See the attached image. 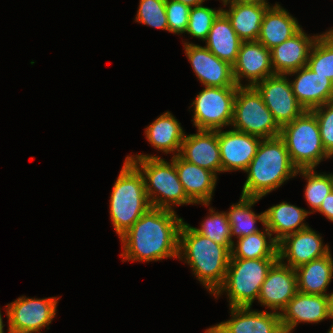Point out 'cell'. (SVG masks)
I'll list each match as a JSON object with an SVG mask.
<instances>
[{"label":"cell","mask_w":333,"mask_h":333,"mask_svg":"<svg viewBox=\"0 0 333 333\" xmlns=\"http://www.w3.org/2000/svg\"><path fill=\"white\" fill-rule=\"evenodd\" d=\"M165 3L166 0H140L135 21L160 30L169 31Z\"/></svg>","instance_id":"35"},{"label":"cell","mask_w":333,"mask_h":333,"mask_svg":"<svg viewBox=\"0 0 333 333\" xmlns=\"http://www.w3.org/2000/svg\"><path fill=\"white\" fill-rule=\"evenodd\" d=\"M295 74L296 77L290 84L294 96L304 110L311 111L333 101V82L329 78L316 74L307 66L286 75Z\"/></svg>","instance_id":"19"},{"label":"cell","mask_w":333,"mask_h":333,"mask_svg":"<svg viewBox=\"0 0 333 333\" xmlns=\"http://www.w3.org/2000/svg\"><path fill=\"white\" fill-rule=\"evenodd\" d=\"M254 87L280 127L292 122L305 111L294 96L286 75L275 74Z\"/></svg>","instance_id":"11"},{"label":"cell","mask_w":333,"mask_h":333,"mask_svg":"<svg viewBox=\"0 0 333 333\" xmlns=\"http://www.w3.org/2000/svg\"><path fill=\"white\" fill-rule=\"evenodd\" d=\"M280 137L297 169H312L324 158H331L322 145L319 124L312 111L305 110L292 122L282 126Z\"/></svg>","instance_id":"7"},{"label":"cell","mask_w":333,"mask_h":333,"mask_svg":"<svg viewBox=\"0 0 333 333\" xmlns=\"http://www.w3.org/2000/svg\"><path fill=\"white\" fill-rule=\"evenodd\" d=\"M297 292L295 269L277 260L269 269L261 286L258 302L271 311H279L280 314Z\"/></svg>","instance_id":"16"},{"label":"cell","mask_w":333,"mask_h":333,"mask_svg":"<svg viewBox=\"0 0 333 333\" xmlns=\"http://www.w3.org/2000/svg\"><path fill=\"white\" fill-rule=\"evenodd\" d=\"M184 50L204 87H238L233 77V66L220 60L207 47L184 42Z\"/></svg>","instance_id":"12"},{"label":"cell","mask_w":333,"mask_h":333,"mask_svg":"<svg viewBox=\"0 0 333 333\" xmlns=\"http://www.w3.org/2000/svg\"><path fill=\"white\" fill-rule=\"evenodd\" d=\"M183 219L174 210L151 207L120 239L122 261H159L178 258Z\"/></svg>","instance_id":"1"},{"label":"cell","mask_w":333,"mask_h":333,"mask_svg":"<svg viewBox=\"0 0 333 333\" xmlns=\"http://www.w3.org/2000/svg\"><path fill=\"white\" fill-rule=\"evenodd\" d=\"M262 138L234 129L218 130L222 172L246 171L256 155Z\"/></svg>","instance_id":"17"},{"label":"cell","mask_w":333,"mask_h":333,"mask_svg":"<svg viewBox=\"0 0 333 333\" xmlns=\"http://www.w3.org/2000/svg\"><path fill=\"white\" fill-rule=\"evenodd\" d=\"M127 158L142 173L149 202L153 208L174 210L173 205L195 204L185 193L174 162L159 156L136 154Z\"/></svg>","instance_id":"5"},{"label":"cell","mask_w":333,"mask_h":333,"mask_svg":"<svg viewBox=\"0 0 333 333\" xmlns=\"http://www.w3.org/2000/svg\"><path fill=\"white\" fill-rule=\"evenodd\" d=\"M231 319L216 324L205 333H277L281 328L279 312L256 311L248 307H230Z\"/></svg>","instance_id":"14"},{"label":"cell","mask_w":333,"mask_h":333,"mask_svg":"<svg viewBox=\"0 0 333 333\" xmlns=\"http://www.w3.org/2000/svg\"><path fill=\"white\" fill-rule=\"evenodd\" d=\"M265 212V227L275 234L274 239L279 242L289 234L304 230L309 226L303 221L309 211L283 201L273 205Z\"/></svg>","instance_id":"24"},{"label":"cell","mask_w":333,"mask_h":333,"mask_svg":"<svg viewBox=\"0 0 333 333\" xmlns=\"http://www.w3.org/2000/svg\"><path fill=\"white\" fill-rule=\"evenodd\" d=\"M180 124L169 111L163 113L145 128L147 141L158 151L179 155L185 137Z\"/></svg>","instance_id":"26"},{"label":"cell","mask_w":333,"mask_h":333,"mask_svg":"<svg viewBox=\"0 0 333 333\" xmlns=\"http://www.w3.org/2000/svg\"><path fill=\"white\" fill-rule=\"evenodd\" d=\"M319 35L307 36L301 28L291 38L271 49V65L275 74L286 75L307 65L311 48Z\"/></svg>","instance_id":"20"},{"label":"cell","mask_w":333,"mask_h":333,"mask_svg":"<svg viewBox=\"0 0 333 333\" xmlns=\"http://www.w3.org/2000/svg\"><path fill=\"white\" fill-rule=\"evenodd\" d=\"M333 82V29L320 34L313 44L306 65Z\"/></svg>","instance_id":"31"},{"label":"cell","mask_w":333,"mask_h":333,"mask_svg":"<svg viewBox=\"0 0 333 333\" xmlns=\"http://www.w3.org/2000/svg\"><path fill=\"white\" fill-rule=\"evenodd\" d=\"M297 289L304 294L328 295L326 293L333 277V258L327 255L314 259L295 269Z\"/></svg>","instance_id":"27"},{"label":"cell","mask_w":333,"mask_h":333,"mask_svg":"<svg viewBox=\"0 0 333 333\" xmlns=\"http://www.w3.org/2000/svg\"><path fill=\"white\" fill-rule=\"evenodd\" d=\"M58 297H18L7 304L8 333H40L49 326L57 311Z\"/></svg>","instance_id":"10"},{"label":"cell","mask_w":333,"mask_h":333,"mask_svg":"<svg viewBox=\"0 0 333 333\" xmlns=\"http://www.w3.org/2000/svg\"><path fill=\"white\" fill-rule=\"evenodd\" d=\"M292 330L282 327L277 333H291Z\"/></svg>","instance_id":"43"},{"label":"cell","mask_w":333,"mask_h":333,"mask_svg":"<svg viewBox=\"0 0 333 333\" xmlns=\"http://www.w3.org/2000/svg\"><path fill=\"white\" fill-rule=\"evenodd\" d=\"M260 199L241 195L239 202L232 204L229 211L226 212L231 226V240L233 236L238 239L261 231L255 226L257 221L265 226V212L257 215L251 209Z\"/></svg>","instance_id":"30"},{"label":"cell","mask_w":333,"mask_h":333,"mask_svg":"<svg viewBox=\"0 0 333 333\" xmlns=\"http://www.w3.org/2000/svg\"><path fill=\"white\" fill-rule=\"evenodd\" d=\"M110 218L119 238L152 206L142 173L126 157L110 197Z\"/></svg>","instance_id":"4"},{"label":"cell","mask_w":333,"mask_h":333,"mask_svg":"<svg viewBox=\"0 0 333 333\" xmlns=\"http://www.w3.org/2000/svg\"><path fill=\"white\" fill-rule=\"evenodd\" d=\"M174 1L181 2L183 4L189 5L190 7H194L202 5L205 0H174Z\"/></svg>","instance_id":"40"},{"label":"cell","mask_w":333,"mask_h":333,"mask_svg":"<svg viewBox=\"0 0 333 333\" xmlns=\"http://www.w3.org/2000/svg\"><path fill=\"white\" fill-rule=\"evenodd\" d=\"M322 237L310 227L289 234L278 242V260L293 269L314 259L321 258L330 252L324 245ZM287 263H284V260Z\"/></svg>","instance_id":"13"},{"label":"cell","mask_w":333,"mask_h":333,"mask_svg":"<svg viewBox=\"0 0 333 333\" xmlns=\"http://www.w3.org/2000/svg\"><path fill=\"white\" fill-rule=\"evenodd\" d=\"M221 12V8L216 10L203 5L191 7L186 33L205 41L215 19Z\"/></svg>","instance_id":"34"},{"label":"cell","mask_w":333,"mask_h":333,"mask_svg":"<svg viewBox=\"0 0 333 333\" xmlns=\"http://www.w3.org/2000/svg\"><path fill=\"white\" fill-rule=\"evenodd\" d=\"M297 173L307 180L305 186V199L311 211L317 212L324 198L333 190V174H320L312 169H298Z\"/></svg>","instance_id":"32"},{"label":"cell","mask_w":333,"mask_h":333,"mask_svg":"<svg viewBox=\"0 0 333 333\" xmlns=\"http://www.w3.org/2000/svg\"><path fill=\"white\" fill-rule=\"evenodd\" d=\"M263 229V231L238 238L237 243L233 242L230 258H278V242L265 226Z\"/></svg>","instance_id":"29"},{"label":"cell","mask_w":333,"mask_h":333,"mask_svg":"<svg viewBox=\"0 0 333 333\" xmlns=\"http://www.w3.org/2000/svg\"><path fill=\"white\" fill-rule=\"evenodd\" d=\"M275 75L271 65V50L259 41H243L240 45L233 77L237 86H255L267 77ZM249 82L241 84V79Z\"/></svg>","instance_id":"15"},{"label":"cell","mask_w":333,"mask_h":333,"mask_svg":"<svg viewBox=\"0 0 333 333\" xmlns=\"http://www.w3.org/2000/svg\"><path fill=\"white\" fill-rule=\"evenodd\" d=\"M327 333H333V323H332V325H331V327H330V329Z\"/></svg>","instance_id":"44"},{"label":"cell","mask_w":333,"mask_h":333,"mask_svg":"<svg viewBox=\"0 0 333 333\" xmlns=\"http://www.w3.org/2000/svg\"><path fill=\"white\" fill-rule=\"evenodd\" d=\"M186 195L195 203L209 206L217 182V175L205 168L189 163L179 155L171 159Z\"/></svg>","instance_id":"22"},{"label":"cell","mask_w":333,"mask_h":333,"mask_svg":"<svg viewBox=\"0 0 333 333\" xmlns=\"http://www.w3.org/2000/svg\"><path fill=\"white\" fill-rule=\"evenodd\" d=\"M270 5L230 4L222 12L242 41H257L264 13Z\"/></svg>","instance_id":"28"},{"label":"cell","mask_w":333,"mask_h":333,"mask_svg":"<svg viewBox=\"0 0 333 333\" xmlns=\"http://www.w3.org/2000/svg\"><path fill=\"white\" fill-rule=\"evenodd\" d=\"M318 121L321 141L326 152L333 155V101L311 110Z\"/></svg>","instance_id":"36"},{"label":"cell","mask_w":333,"mask_h":333,"mask_svg":"<svg viewBox=\"0 0 333 333\" xmlns=\"http://www.w3.org/2000/svg\"><path fill=\"white\" fill-rule=\"evenodd\" d=\"M301 28L296 18L276 3L264 13L257 41L271 50L291 38Z\"/></svg>","instance_id":"23"},{"label":"cell","mask_w":333,"mask_h":333,"mask_svg":"<svg viewBox=\"0 0 333 333\" xmlns=\"http://www.w3.org/2000/svg\"><path fill=\"white\" fill-rule=\"evenodd\" d=\"M179 156L216 175L222 172L218 130H197L196 134H185Z\"/></svg>","instance_id":"18"},{"label":"cell","mask_w":333,"mask_h":333,"mask_svg":"<svg viewBox=\"0 0 333 333\" xmlns=\"http://www.w3.org/2000/svg\"><path fill=\"white\" fill-rule=\"evenodd\" d=\"M225 5L229 4H260V5H269L266 0H221Z\"/></svg>","instance_id":"39"},{"label":"cell","mask_w":333,"mask_h":333,"mask_svg":"<svg viewBox=\"0 0 333 333\" xmlns=\"http://www.w3.org/2000/svg\"><path fill=\"white\" fill-rule=\"evenodd\" d=\"M231 126L234 130L262 139L280 136L281 131V127L254 86L237 87Z\"/></svg>","instance_id":"8"},{"label":"cell","mask_w":333,"mask_h":333,"mask_svg":"<svg viewBox=\"0 0 333 333\" xmlns=\"http://www.w3.org/2000/svg\"><path fill=\"white\" fill-rule=\"evenodd\" d=\"M205 42V47L214 55L233 66L243 41L232 28L227 16L221 12L215 19Z\"/></svg>","instance_id":"25"},{"label":"cell","mask_w":333,"mask_h":333,"mask_svg":"<svg viewBox=\"0 0 333 333\" xmlns=\"http://www.w3.org/2000/svg\"><path fill=\"white\" fill-rule=\"evenodd\" d=\"M277 260L230 258L225 281L213 296L217 298L225 291L230 307L252 306L254 300H258L269 269Z\"/></svg>","instance_id":"6"},{"label":"cell","mask_w":333,"mask_h":333,"mask_svg":"<svg viewBox=\"0 0 333 333\" xmlns=\"http://www.w3.org/2000/svg\"><path fill=\"white\" fill-rule=\"evenodd\" d=\"M231 252L198 233L184 221L179 230L178 259L187 262L197 279L215 294L223 285Z\"/></svg>","instance_id":"2"},{"label":"cell","mask_w":333,"mask_h":333,"mask_svg":"<svg viewBox=\"0 0 333 333\" xmlns=\"http://www.w3.org/2000/svg\"><path fill=\"white\" fill-rule=\"evenodd\" d=\"M190 6L174 0H166L165 11L169 32L174 34L186 33Z\"/></svg>","instance_id":"37"},{"label":"cell","mask_w":333,"mask_h":333,"mask_svg":"<svg viewBox=\"0 0 333 333\" xmlns=\"http://www.w3.org/2000/svg\"><path fill=\"white\" fill-rule=\"evenodd\" d=\"M327 296H328L329 317L330 319H333V292L329 293Z\"/></svg>","instance_id":"41"},{"label":"cell","mask_w":333,"mask_h":333,"mask_svg":"<svg viewBox=\"0 0 333 333\" xmlns=\"http://www.w3.org/2000/svg\"><path fill=\"white\" fill-rule=\"evenodd\" d=\"M209 211L210 215L202 221L201 227L194 229L231 252L234 241L231 240V226L226 212H216L213 208H209Z\"/></svg>","instance_id":"33"},{"label":"cell","mask_w":333,"mask_h":333,"mask_svg":"<svg viewBox=\"0 0 333 333\" xmlns=\"http://www.w3.org/2000/svg\"><path fill=\"white\" fill-rule=\"evenodd\" d=\"M237 87H205L196 96L193 124L197 130H219L233 121Z\"/></svg>","instance_id":"9"},{"label":"cell","mask_w":333,"mask_h":333,"mask_svg":"<svg viewBox=\"0 0 333 333\" xmlns=\"http://www.w3.org/2000/svg\"><path fill=\"white\" fill-rule=\"evenodd\" d=\"M329 317L328 296L297 292L280 312L281 325L293 330L298 323H319Z\"/></svg>","instance_id":"21"},{"label":"cell","mask_w":333,"mask_h":333,"mask_svg":"<svg viewBox=\"0 0 333 333\" xmlns=\"http://www.w3.org/2000/svg\"><path fill=\"white\" fill-rule=\"evenodd\" d=\"M317 211L333 222V190L324 198Z\"/></svg>","instance_id":"38"},{"label":"cell","mask_w":333,"mask_h":333,"mask_svg":"<svg viewBox=\"0 0 333 333\" xmlns=\"http://www.w3.org/2000/svg\"><path fill=\"white\" fill-rule=\"evenodd\" d=\"M5 325L3 324V320H2V314H1V309H0V333H4L3 327Z\"/></svg>","instance_id":"42"},{"label":"cell","mask_w":333,"mask_h":333,"mask_svg":"<svg viewBox=\"0 0 333 333\" xmlns=\"http://www.w3.org/2000/svg\"><path fill=\"white\" fill-rule=\"evenodd\" d=\"M297 170L280 136L262 139L245 171L247 179L241 195L262 198L288 179L296 177Z\"/></svg>","instance_id":"3"}]
</instances>
